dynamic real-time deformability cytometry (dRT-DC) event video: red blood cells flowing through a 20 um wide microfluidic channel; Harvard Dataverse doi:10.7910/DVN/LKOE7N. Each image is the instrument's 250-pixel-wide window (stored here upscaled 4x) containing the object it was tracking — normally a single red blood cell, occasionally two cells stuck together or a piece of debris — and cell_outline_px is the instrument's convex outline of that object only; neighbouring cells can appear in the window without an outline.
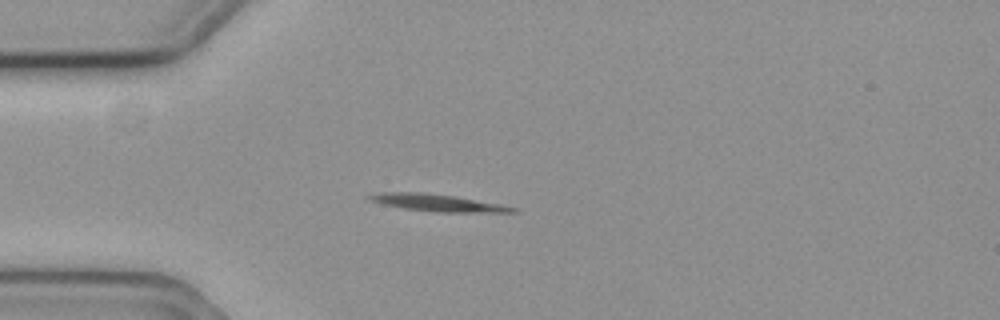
{"species": "common noctule bat (a hibernating species)", "species_latin": "Nyctalus noctula", "temperature_condition": "cold", "stored_images_in_passage": 43, "camera_frame_rate_fps": 3000, "um_per_image_px": 0.085, "animal": {"sex": "female", "body_mass_g": 19.3, "forearm_length_mm": 54.1}, "frame": {"image": 1, "passage_image": 1, "time_ms": 0.0, "image_size_px": [1000, 320], "cell_outline_px": [[520, 212], [436, 212], [404, 208], [384, 204], [368, 200], [364, 196], [380, 192], [420, 192], [456, 196], [500, 204], [520, 208]], "centroid_in_image_um": [37.21, 17.23], "position_along_channel_um": 47.8, "area_um2": 14.33}}
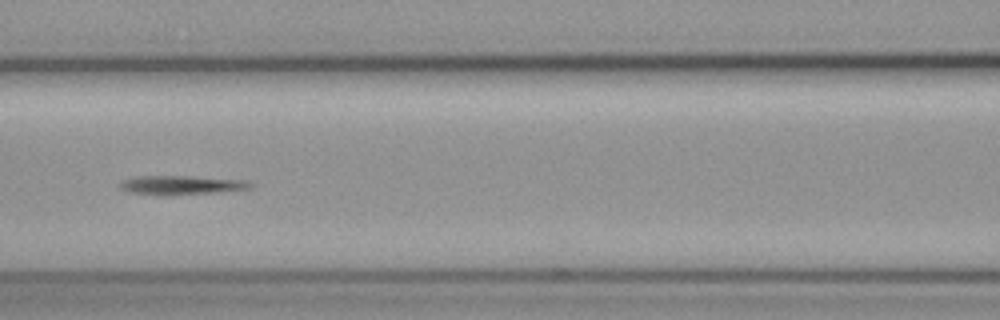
{"frame": {"image": 2, "passage_image": 11, "time_ms": 3.333, "image_size_px": [1000, 320], "cell_outline_px": [[256, 184], [252, 188], [216, 192], [164, 196], [128, 192], [120, 188], [116, 184], [124, 180], [136, 176], [188, 176], [248, 180]], "centroid_in_image_um": [15.42, 15.73], "position_along_channel_um": 151.2, "area_um2": 14.74}}
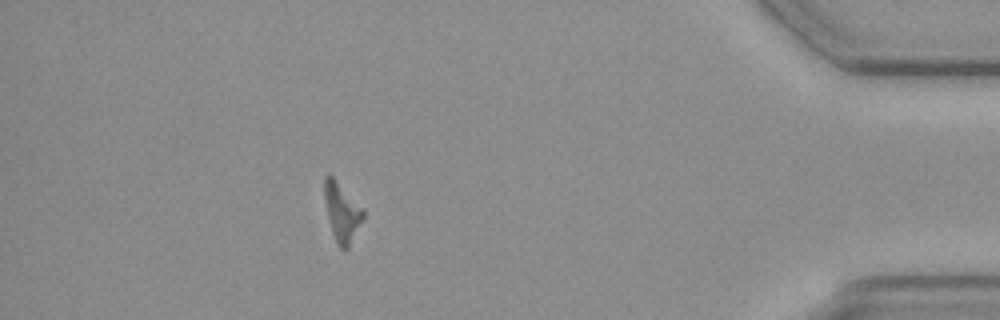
{"frame": {"image": 3, "passage_image": 37, "time_ms": 12.0, "image_size_px": [1000, 320], "cell_outline_px": [[364, 216], [348, 248], [344, 252], [340, 248], [332, 232], [328, 216], [324, 196], [324, 176], [328, 172], [332, 176], [364, 212]], "centroid_in_image_um": [29.03, 18.05], "position_along_channel_um": 406.2, "area_um2": 12.66}}